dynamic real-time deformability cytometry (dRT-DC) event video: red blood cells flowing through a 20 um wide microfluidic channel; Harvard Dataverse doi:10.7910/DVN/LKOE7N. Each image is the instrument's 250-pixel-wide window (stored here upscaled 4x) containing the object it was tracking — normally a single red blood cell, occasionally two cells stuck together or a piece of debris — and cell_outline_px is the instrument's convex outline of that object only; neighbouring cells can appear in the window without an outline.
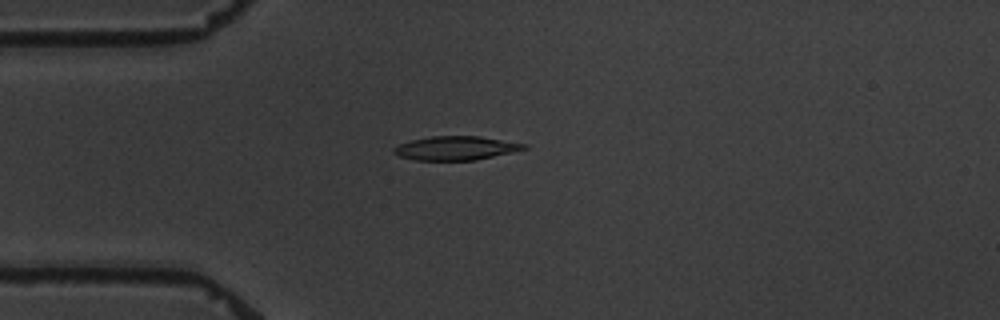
{"species": "common noctule bat (a hibernating species)", "species_latin": "Nyctalus noctula", "temperature_condition": "warm", "stored_images_in_passage": 3, "camera_frame_rate_fps": 3000, "um_per_image_px": 0.085, "animal": {"sex": "male", "body_mass_g": 19.5, "forearm_length_mm": 54.6}, "frame": {"image": 1, "passage_image": 3, "time_ms": 3.667, "image_size_px": [1000, 320], "cell_outline_px": [[528, 148], [512, 152], [476, 160], [416, 160], [400, 156], [392, 152], [392, 148], [400, 144], [412, 140], [432, 136], [480, 136], [528, 144]], "centroid_in_image_um": [38.76, 12.59], "position_along_channel_um": 46.2, "area_um2": 18.03}}